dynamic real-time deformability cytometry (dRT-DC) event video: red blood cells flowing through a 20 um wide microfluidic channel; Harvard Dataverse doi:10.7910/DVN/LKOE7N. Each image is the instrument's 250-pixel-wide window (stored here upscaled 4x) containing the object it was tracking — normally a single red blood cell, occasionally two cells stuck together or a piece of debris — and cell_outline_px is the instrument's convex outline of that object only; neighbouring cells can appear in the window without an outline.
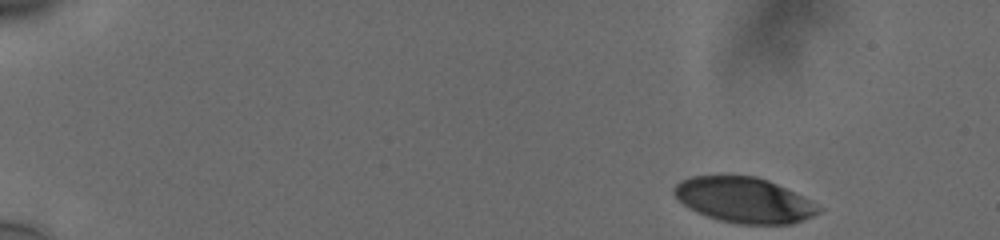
{"species": "human", "species_latin": "Homo sapiens", "temperature_condition": "cold", "stored_images_in_passage": 51, "camera_frame_rate_fps": 3000, "um_per_image_px": 0.085, "donor": {"sex": "male"}, "frame": {"image": 1, "passage_image": 1, "time_ms": 0.0, "image_size_px": [1000, 240], "cell_outline_px": [[824, 208], [820, 212], [804, 220], [792, 224], [740, 224], [720, 220], [696, 212], [688, 208], [672, 192], [672, 188], [680, 180], [692, 176], [756, 176], [768, 180]], "centroid_in_image_um": [63.22, 17.01], "position_along_channel_um": 21.8, "area_um2": 37.86}}
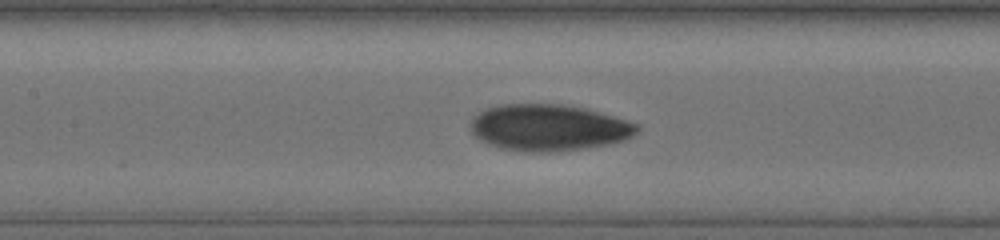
{"frame": {"image": 2, "passage_image": 23, "time_ms": 7.333, "image_size_px": [1000, 240], "cell_outline_px": [[640, 128], [632, 136], [624, 140], [608, 144], [588, 148], [548, 152], [524, 152], [500, 148], [488, 144], [480, 140], [472, 132], [472, 116], [488, 108], [504, 104], [564, 104], [584, 108], [640, 124]], "centroid_in_image_um": [46.64, 10.85], "position_along_channel_um": 160.8, "area_um2": 45.03}}
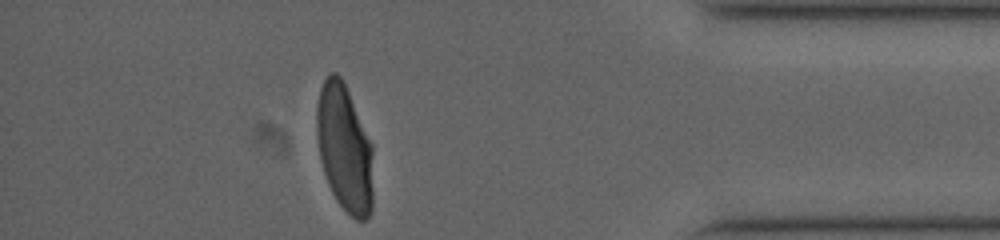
{"frame": {"image": 3, "passage_image": 45, "time_ms": 14.667, "image_size_px": [1000, 240], "cell_outline_px": [[372, 208], [368, 216], [364, 220], [356, 220], [336, 200], [328, 184], [320, 160], [316, 132], [316, 108], [320, 88], [324, 80], [332, 72], [336, 72], [340, 76], [348, 92], [372, 144]], "centroid_in_image_um": [29.27, 12.6], "position_along_channel_um": 405.9, "area_um2": 41.56}, "authors_computed_cell_mechanics": {"area_um2": 42.6564, "velocity_mm_per_s": 3.7631, "shape_relaxation_time_tau1_ms": 5.756, "shape_relaxation_time_tau2_ms": 1.5116, "deformation_change_tau1": 0.2096, "deformation_change_tau2": 0.0474}}